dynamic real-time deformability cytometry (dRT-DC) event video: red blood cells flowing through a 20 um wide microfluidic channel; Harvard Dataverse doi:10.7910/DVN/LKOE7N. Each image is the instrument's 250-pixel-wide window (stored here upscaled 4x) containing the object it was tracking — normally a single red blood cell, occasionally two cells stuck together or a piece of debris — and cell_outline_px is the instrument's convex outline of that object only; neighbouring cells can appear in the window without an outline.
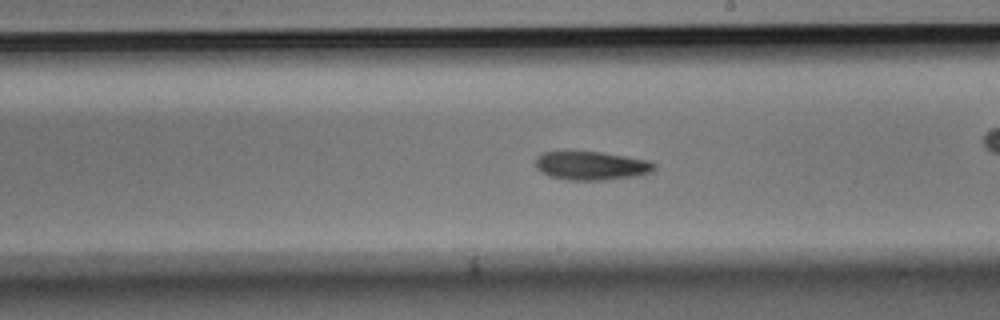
{"species": "Egyptian fruit bat (a non-hibernating species)", "species_latin": "Rousettus aegyptiacus", "temperature_condition": "room temperature", "stored_images_in_passage": 35, "camera_frame_rate_fps": 3000, "um_per_image_px": 0.085, "animal": {"sex": "male"}, "frame": {"image": 1, "passage_image": 11, "time_ms": 3.333, "image_size_px": [1000, 320], "cell_outline_px": [[656, 168], [652, 172], [640, 176], [604, 180], [568, 180], [548, 176], [540, 172], [536, 168], [536, 156], [544, 152], [600, 152], [652, 160], [656, 164]], "centroid_in_image_um": [50.32, 14.09], "position_along_channel_um": 238.7, "area_um2": 20.11}}